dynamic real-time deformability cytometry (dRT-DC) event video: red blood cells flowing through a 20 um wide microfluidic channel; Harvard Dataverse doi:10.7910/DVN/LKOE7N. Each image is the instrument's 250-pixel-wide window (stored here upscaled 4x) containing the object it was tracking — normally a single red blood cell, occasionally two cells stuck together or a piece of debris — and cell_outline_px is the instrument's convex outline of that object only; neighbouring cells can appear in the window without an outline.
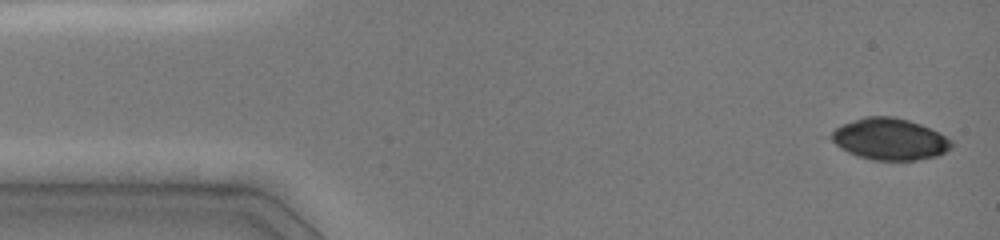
{"species": "common noctule bat (a hibernating species)", "species_latin": "Nyctalus noctula", "temperature_condition": "cold", "stored_images_in_passage": 6, "camera_frame_rate_fps": 3000, "um_per_image_px": 0.085, "animal": {"sex": "female", "body_mass_g": 19.0, "forearm_length_mm": 51.5}, "frame": {"image": 1, "passage_image": 1, "time_ms": 0.0, "image_size_px": [1000, 240], "cell_outline_px": [[952, 148], [936, 156], [916, 160], [872, 160], [856, 156], [840, 148], [832, 140], [832, 132], [836, 128], [844, 124], [864, 116], [892, 116], [908, 120], [920, 124], [940, 132], [952, 140]], "centroid_in_image_um": [75.65, 11.83], "position_along_channel_um": 9.3, "area_um2": 29.07}}